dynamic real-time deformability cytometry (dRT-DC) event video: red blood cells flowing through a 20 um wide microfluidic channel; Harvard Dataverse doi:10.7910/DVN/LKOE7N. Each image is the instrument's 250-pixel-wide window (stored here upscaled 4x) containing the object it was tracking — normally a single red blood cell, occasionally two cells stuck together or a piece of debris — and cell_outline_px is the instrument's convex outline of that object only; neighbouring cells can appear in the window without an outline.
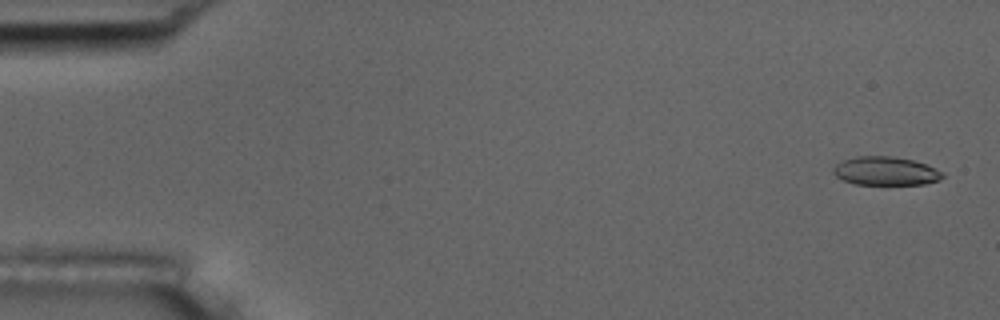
{"species": "common noctule bat (a hibernating species)", "species_latin": "Nyctalus noctula", "temperature_condition": "room temperature", "stored_images_in_passage": 56, "camera_frame_rate_fps": 3000, "um_per_image_px": 0.085, "animal": {"sex": "male", "body_mass_g": 17.5, "forearm_length_mm": 52.3}, "frame": {"image": 1, "passage_image": 2, "time_ms": 0.333, "image_size_px": [1000, 320], "cell_outline_px": [[944, 176], [940, 180], [924, 184], [856, 184], [844, 180], [836, 176], [832, 172], [832, 168], [836, 164], [844, 160], [856, 156], [892, 156], [912, 160], [924, 164], [944, 172]], "centroid_in_image_um": [75.27, 14.53], "position_along_channel_um": 9.7, "area_um2": 18.09}}
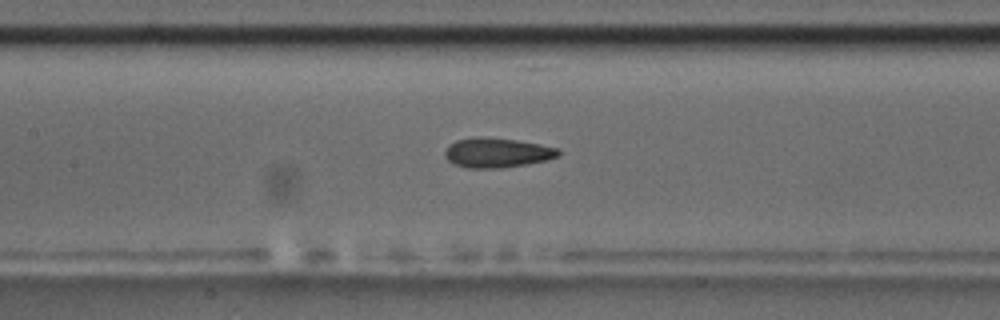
{"frame": {"image": 2, "passage_image": 26, "time_ms": 8.333, "image_size_px": [1000, 320], "cell_outline_px": [[560, 156], [548, 160], [500, 168], [468, 168], [456, 164], [448, 160], [444, 156], [444, 152], [448, 144], [456, 140], [472, 136], [488, 136], [516, 140], [540, 144], [560, 148]], "centroid_in_image_um": [42.24, 12.96], "position_along_channel_um": 165.2, "area_um2": 19.94}}
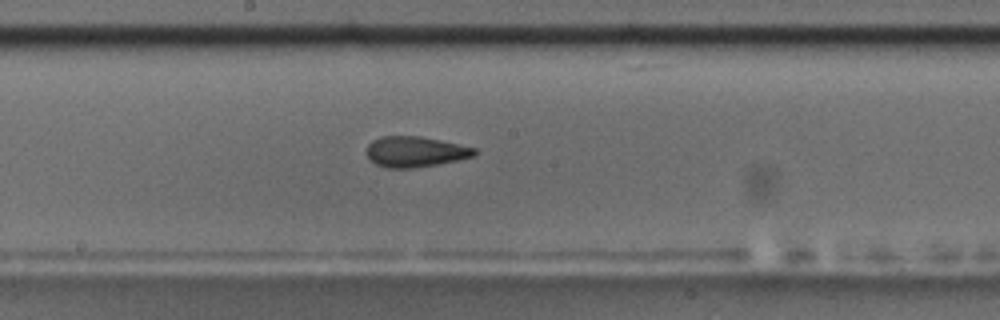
{"frame": {"image": 3, "passage_image": 30, "time_ms": 9.667, "image_size_px": [1000, 320], "cell_outline_px": [[476, 156], [436, 164], [412, 168], [384, 168], [368, 160], [364, 152], [368, 144], [372, 140], [380, 136], [420, 136], [440, 140], [476, 148]], "centroid_in_image_um": [35.22, 12.89], "position_along_channel_um": 213.0, "area_um2": 19.42}, "authors_computed_cell_mechanics": {"area_um2": 19.363, "velocity_mm_per_s": 3.6128, "shape_relaxation_time_tau1_ms": 4.298, "shape_relaxation_time_tau2_ms": 1.8696, "deformation_change_tau1": 0.1479, "deformation_change_tau2": 0.1027}}